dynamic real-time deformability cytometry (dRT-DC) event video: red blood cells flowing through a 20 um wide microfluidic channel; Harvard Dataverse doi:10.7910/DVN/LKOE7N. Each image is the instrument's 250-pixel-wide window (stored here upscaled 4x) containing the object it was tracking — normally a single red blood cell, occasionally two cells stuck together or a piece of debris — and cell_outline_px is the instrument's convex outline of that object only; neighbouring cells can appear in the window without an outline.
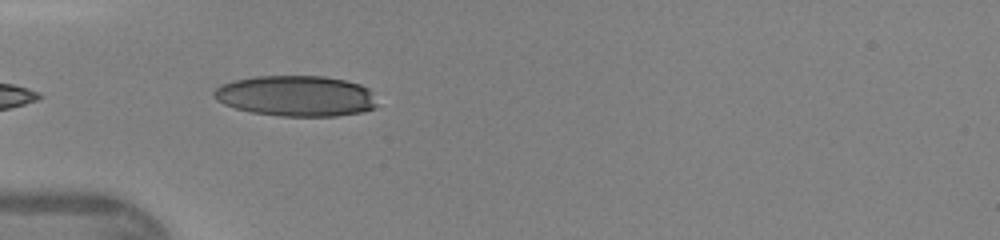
{"species": "human", "species_latin": "Homo sapiens", "temperature_condition": "warm", "stored_images_in_passage": 8, "camera_frame_rate_fps": 3000, "um_per_image_px": 0.085, "donor": {"sex": "female"}, "frame": {"image": 1, "passage_image": 2, "time_ms": 0.333, "image_size_px": [1000, 240], "cell_outline_px": [[376, 108], [360, 112], [336, 116], [280, 116], [252, 112], [236, 108], [224, 104], [216, 100], [212, 96], [212, 92], [220, 84], [232, 80], [252, 76], [324, 76], [344, 80], [360, 84], [368, 88], [376, 104]], "centroid_in_image_um": [25.11, 8.15], "position_along_channel_um": 59.9, "area_um2": 38.84}}
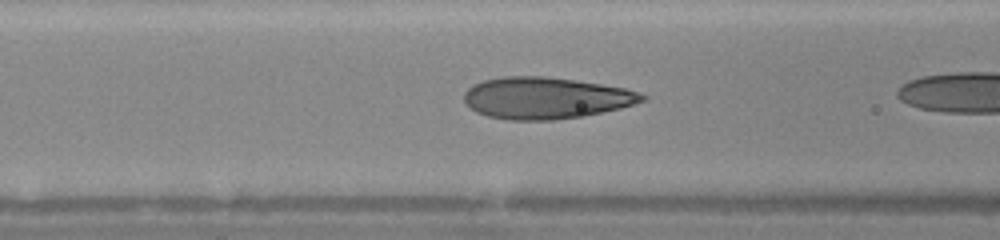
{"frame": {"image": 2, "passage_image": 4, "time_ms": 1.0, "image_size_px": [1000, 240], "cell_outline_px": [[648, 96], [644, 100], [620, 108], [584, 116], [552, 120], [508, 120], [488, 116], [476, 112], [464, 104], [464, 92], [472, 84], [484, 80], [504, 76], [544, 76], [576, 80], [624, 88], [640, 92]], "centroid_in_image_um": [46.35, 8.33], "position_along_channel_um": 120.3, "area_um2": 43.29}}